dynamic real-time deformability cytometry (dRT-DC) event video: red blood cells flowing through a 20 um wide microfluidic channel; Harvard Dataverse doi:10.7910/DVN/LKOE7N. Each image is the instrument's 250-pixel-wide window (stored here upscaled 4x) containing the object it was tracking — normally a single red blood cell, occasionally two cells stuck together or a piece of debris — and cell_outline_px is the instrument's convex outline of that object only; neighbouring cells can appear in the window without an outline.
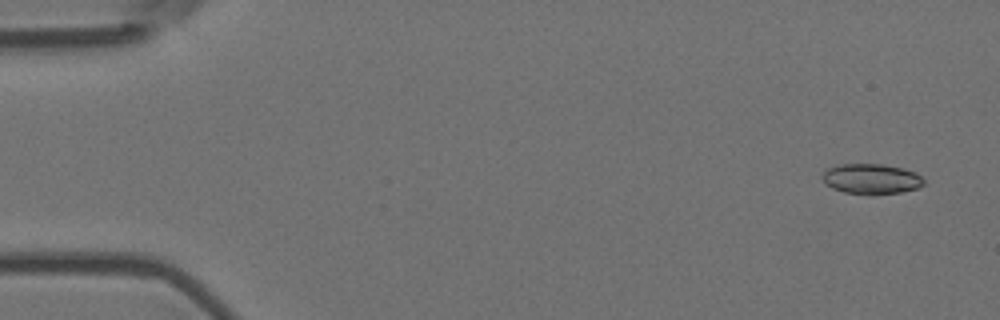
{"species": "Egyptian fruit bat (a non-hibernating species)", "species_latin": "Rousettus aegyptiacus", "temperature_condition": "room temperature", "stored_images_in_passage": 54, "camera_frame_rate_fps": 3000, "um_per_image_px": 0.085, "animal": {"sex": "female"}, "frame": {"image": 1, "passage_image": 2, "time_ms": 0.333, "image_size_px": [1000, 320], "cell_outline_px": [[924, 184], [916, 188], [900, 192], [872, 196], [868, 196], [844, 192], [832, 188], [824, 184], [820, 176], [828, 168], [840, 164], [884, 164], [904, 168], [916, 172], [924, 180]], "centroid_in_image_um": [74.03, 15.22], "position_along_channel_um": 11.0, "area_um2": 18.32}}
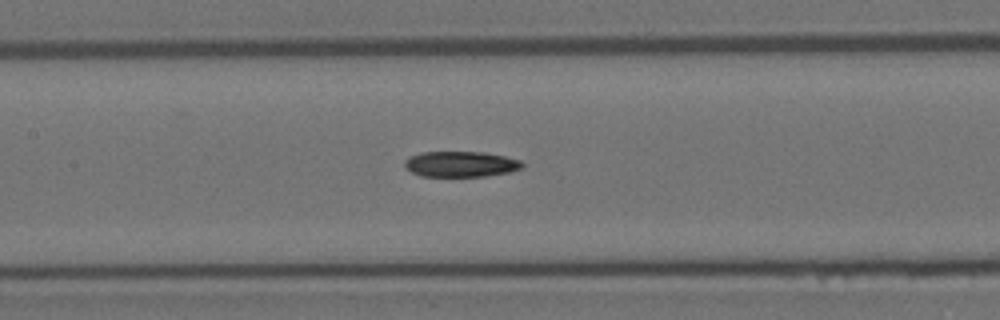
{"frame": {"image": 2, "passage_image": 25, "time_ms": 8.0, "image_size_px": [1000, 320], "cell_outline_px": [[524, 164], [520, 168], [508, 172], [484, 176], [420, 176], [404, 168], [404, 160], [408, 156], [420, 152], [484, 152], [504, 156], [520, 160]], "centroid_in_image_um": [39.09, 13.94], "position_along_channel_um": 168.3, "area_um2": 17.57}}
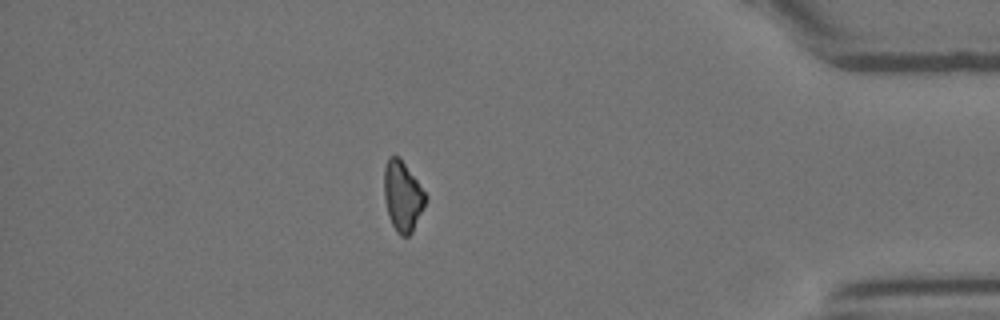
{"frame": {"image": 3, "passage_image": 47, "time_ms": 15.333, "image_size_px": [1000, 320], "cell_outline_px": [[428, 200], [412, 232], [408, 236], [400, 236], [396, 232], [388, 216], [384, 196], [384, 168], [388, 156], [400, 156], [428, 196]], "centroid_in_image_um": [34.23, 16.67], "position_along_channel_um": 401.0, "area_um2": 17.22}, "authors_computed_cell_mechanics": {"area_um2": 18.1203, "velocity_mm_per_s": 3.7114, "shape_relaxation_time_tau1_ms": 5.411, "shape_relaxation_time_tau2_ms": null, "deformation_change_tau1": 0.1642, "deformation_change_tau2": null}}